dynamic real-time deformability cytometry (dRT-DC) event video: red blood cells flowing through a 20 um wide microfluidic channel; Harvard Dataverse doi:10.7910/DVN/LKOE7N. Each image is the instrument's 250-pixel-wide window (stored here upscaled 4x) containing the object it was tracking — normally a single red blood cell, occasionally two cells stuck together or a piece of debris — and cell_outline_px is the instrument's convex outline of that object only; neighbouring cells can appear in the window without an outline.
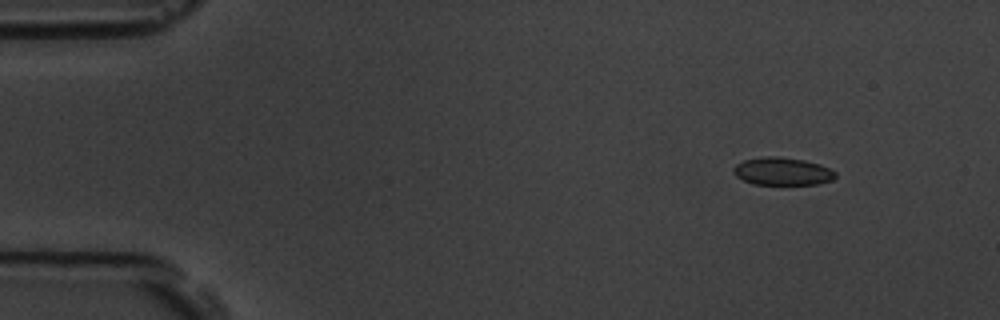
{"species": "common noctule bat (a hibernating species)", "species_latin": "Nyctalus noctula", "temperature_condition": "room temperature", "stored_images_in_passage": 5, "camera_frame_rate_fps": 3000, "um_per_image_px": 0.085, "animal": {"sex": "male", "body_mass_g": 19.5, "forearm_length_mm": 54.6}, "frame": {"image": 1, "passage_image": 2, "time_ms": 1.333, "image_size_px": [1000, 320], "cell_outline_px": [[836, 176], [832, 180], [820, 184], [756, 184], [744, 180], [736, 176], [732, 172], [732, 168], [736, 164], [744, 160], [764, 156], [776, 156], [804, 160], [820, 164], [836, 172]], "centroid_in_image_um": [66.5, 14.56], "position_along_channel_um": 18.5, "area_um2": 16.47}}
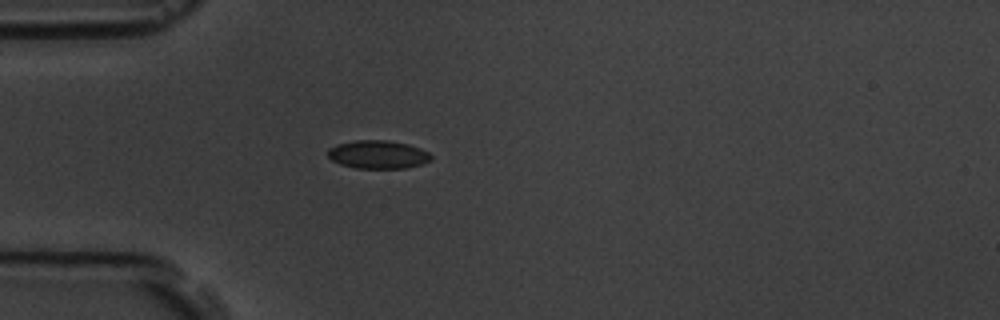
{"frame": {"image": 2, "passage_image": 5, "time_ms": 4.667, "image_size_px": [1000, 320], "cell_outline_px": [[432, 160], [424, 164], [404, 168], [356, 168], [340, 164], [332, 160], [328, 156], [328, 148], [336, 144], [356, 140], [384, 140], [408, 144], [420, 148], [428, 152], [432, 156]], "centroid_in_image_um": [32.14, 13.13], "position_along_channel_um": 52.9, "area_um2": 17.05}}